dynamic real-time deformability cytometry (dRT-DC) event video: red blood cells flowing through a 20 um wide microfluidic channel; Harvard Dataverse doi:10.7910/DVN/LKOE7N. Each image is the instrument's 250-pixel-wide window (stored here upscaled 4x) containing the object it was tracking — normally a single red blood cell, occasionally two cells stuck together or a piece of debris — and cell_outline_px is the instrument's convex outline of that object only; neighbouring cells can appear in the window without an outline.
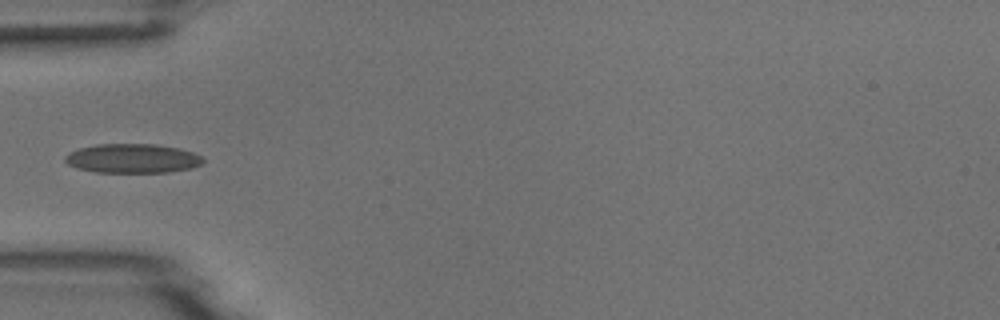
{"species": "common noctule bat (a hibernating species)", "species_latin": "Nyctalus noctula", "temperature_condition": "room temperature", "stored_images_in_passage": 5, "camera_frame_rate_fps": 3000, "um_per_image_px": 0.085, "animal": {"sex": "male", "body_mass_g": 18.8}, "frame": {"image": 1, "passage_image": 5, "time_ms": 4.333, "image_size_px": [1000, 320], "cell_outline_px": [[204, 160], [200, 164], [192, 168], [168, 172], [96, 172], [76, 168], [68, 164], [64, 160], [64, 156], [68, 152], [80, 148], [96, 144], [156, 144], [180, 148], [192, 152], [200, 156]], "centroid_in_image_um": [11.23, 13.46], "position_along_channel_um": 73.8, "area_um2": 23.52}}